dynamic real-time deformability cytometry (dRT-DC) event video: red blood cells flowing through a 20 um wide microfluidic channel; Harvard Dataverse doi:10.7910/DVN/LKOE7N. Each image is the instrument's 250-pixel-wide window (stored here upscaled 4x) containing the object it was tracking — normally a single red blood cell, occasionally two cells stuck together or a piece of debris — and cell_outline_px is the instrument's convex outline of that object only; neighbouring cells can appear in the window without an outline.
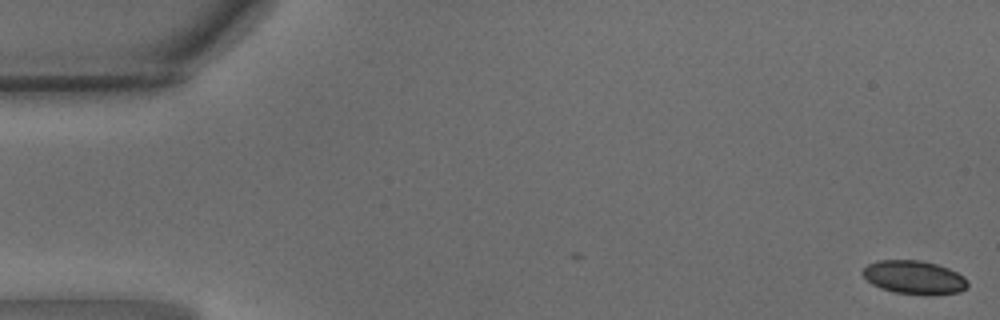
{"species": "common noctule bat (a hibernating species)", "species_latin": "Nyctalus noctula", "temperature_condition": "warm", "stored_images_in_passage": 14, "camera_frame_rate_fps": 3000, "um_per_image_px": 0.085, "animal": {"sex": "male", "body_mass_g": 15.6}, "frame": {"image": 1, "passage_image": 1, "time_ms": 0.0, "image_size_px": [1000, 320], "cell_outline_px": [[968, 288], [960, 292], [932, 296], [896, 292], [880, 288], [872, 284], [860, 272], [868, 264], [876, 260], [920, 260], [936, 264], [948, 268], [964, 276], [968, 284]], "centroid_in_image_um": [77.72, 23.58], "position_along_channel_um": 7.3, "area_um2": 20.69}}